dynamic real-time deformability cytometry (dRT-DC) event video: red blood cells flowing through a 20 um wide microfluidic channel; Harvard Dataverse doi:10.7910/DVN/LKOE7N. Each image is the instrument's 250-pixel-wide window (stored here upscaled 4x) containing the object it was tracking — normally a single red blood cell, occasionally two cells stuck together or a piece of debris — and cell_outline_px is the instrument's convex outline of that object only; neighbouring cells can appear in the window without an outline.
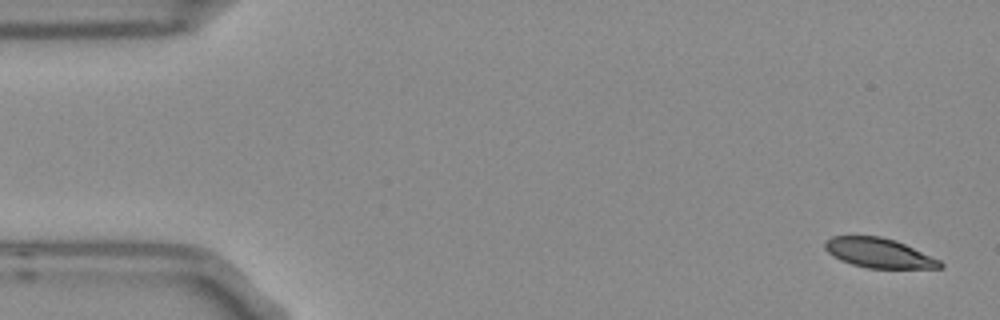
{"species": "Egyptian fruit bat (a non-hibernating species)", "species_latin": "Rousettus aegyptiacus", "temperature_condition": "room temperature", "stored_images_in_passage": 5, "camera_frame_rate_fps": 3000, "um_per_image_px": 0.085, "frame": {"image": 1, "passage_image": 1, "time_ms": 0.0, "image_size_px": [1000, 320], "cell_outline_px": [[944, 268], [868, 268], [852, 264], [840, 260], [832, 256], [824, 248], [824, 244], [832, 236], [880, 236], [896, 240], [940, 260], [944, 264]], "centroid_in_image_um": [74.71, 21.5], "position_along_channel_um": 10.3, "area_um2": 19.83}}
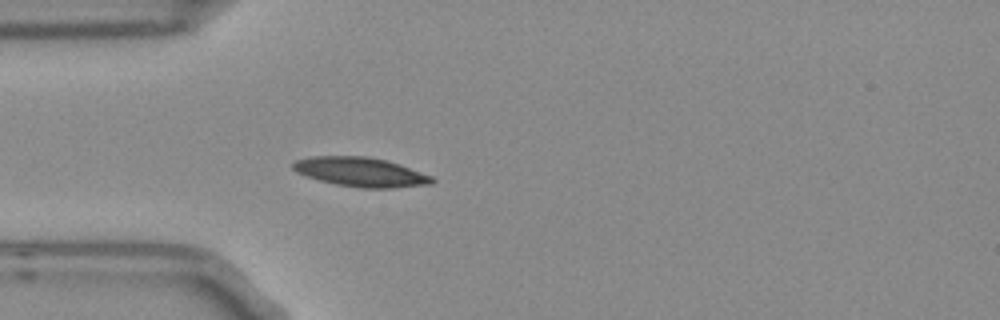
{"frame": {"image": 2, "passage_image": 5, "time_ms": 1.333, "image_size_px": [1000, 320], "cell_outline_px": [[436, 180], [432, 184], [392, 188], [360, 188], [336, 184], [304, 176], [296, 172], [292, 168], [292, 160], [312, 156], [364, 156], [384, 160], [400, 164], [432, 176]], "centroid_in_image_um": [30.63, 14.62], "position_along_channel_um": 54.4, "area_um2": 23.87}}